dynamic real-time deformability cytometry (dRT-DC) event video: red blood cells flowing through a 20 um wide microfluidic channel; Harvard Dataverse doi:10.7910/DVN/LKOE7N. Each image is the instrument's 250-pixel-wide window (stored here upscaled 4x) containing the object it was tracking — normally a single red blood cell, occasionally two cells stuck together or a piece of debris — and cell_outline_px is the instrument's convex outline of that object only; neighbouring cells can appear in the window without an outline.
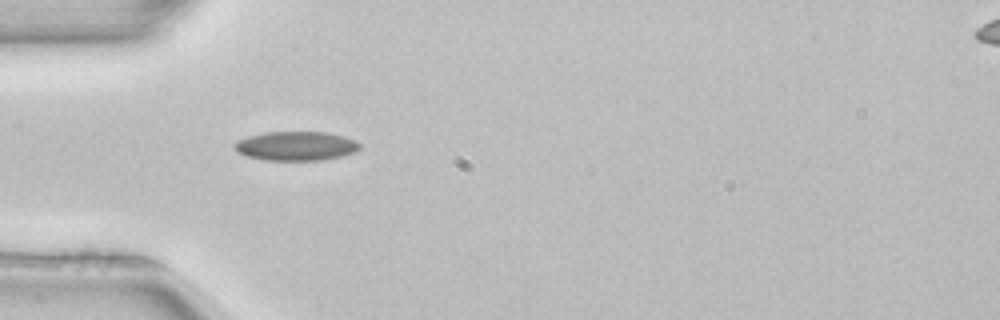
{"species": "common noctule bat (a hibernating species)", "species_latin": "Nyctalus noctula", "temperature_condition": "room temperature", "stored_images_in_passage": 37, "camera_frame_rate_fps": 3000, "um_per_image_px": 0.085, "animal": {"sex": "female", "body_mass_g": 22.7, "forearm_length_mm": 54.2}, "frame": {"image": 1, "passage_image": 1, "time_ms": 0.0, "image_size_px": [1000, 320], "cell_outline_px": [[360, 148], [356, 152], [340, 156], [320, 160], [264, 160], [244, 156], [236, 152], [232, 148], [232, 144], [236, 140], [248, 136], [264, 132], [328, 132], [344, 136], [356, 140], [360, 144]], "centroid_in_image_um": [25.1, 12.4], "position_along_channel_um": 59.9, "area_um2": 21.62}}
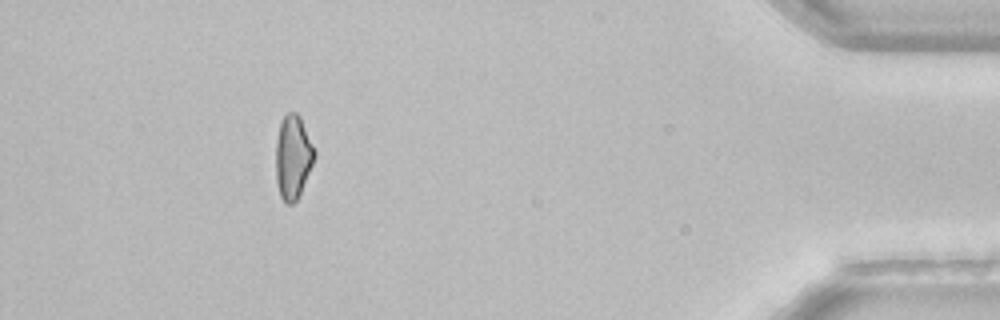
{"frame": {"image": 2, "passage_image": 32, "time_ms": 10.333, "image_size_px": [1000, 320], "cell_outline_px": [[316, 156], [300, 192], [296, 200], [292, 204], [288, 204], [280, 196], [276, 180], [276, 140], [280, 124], [284, 116], [288, 112], [296, 112], [300, 116], [316, 152]], "centroid_in_image_um": [24.9, 13.33], "position_along_channel_um": 410.3, "area_um2": 18.67}, "authors_computed_cell_mechanics": {"area_um2": 19.5364, "velocity_mm_per_s": 3.9977, "shape_relaxation_time_tau1_ms": 9.2684, "shape_relaxation_time_tau2_ms": null, "deformation_change_tau1": 0.135, "deformation_change_tau2": null}}